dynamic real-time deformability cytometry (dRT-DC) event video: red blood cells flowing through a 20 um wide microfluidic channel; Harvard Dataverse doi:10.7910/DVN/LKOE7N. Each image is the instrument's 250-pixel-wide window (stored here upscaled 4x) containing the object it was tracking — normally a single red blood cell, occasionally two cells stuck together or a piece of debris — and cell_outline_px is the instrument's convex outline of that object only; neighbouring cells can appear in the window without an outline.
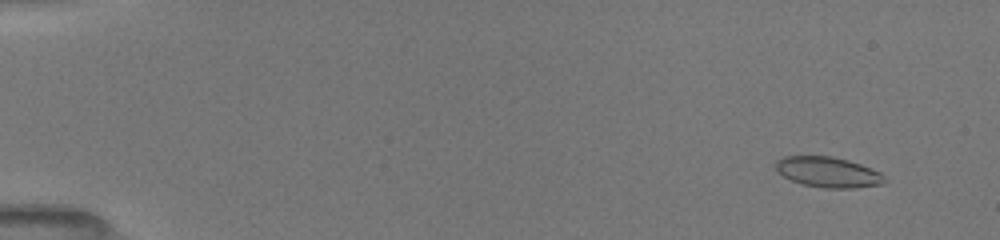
{"species": "common noctule bat (a hibernating species)", "species_latin": "Nyctalus noctula", "temperature_condition": "room temperature", "stored_images_in_passage": 16, "camera_frame_rate_fps": 3000, "um_per_image_px": 0.085, "animal": {"sex": "female", "body_mass_g": 19.5, "forearm_length_mm": 54.1}, "frame": {"image": 1, "passage_image": 4, "time_ms": 1.333, "image_size_px": [1000, 240], "cell_outline_px": [[888, 180], [884, 184], [856, 188], [824, 188], [800, 184], [784, 176], [776, 168], [776, 160], [784, 156], [832, 156], [848, 160], [860, 164], [880, 172]], "centroid_in_image_um": [70.42, 14.64], "position_along_channel_um": 14.6, "area_um2": 19.36}}
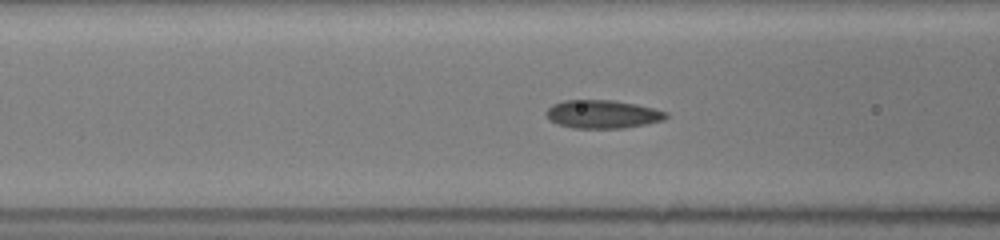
{"frame": {"image": 2, "passage_image": 13, "time_ms": 7.333, "image_size_px": [1000, 240], "cell_outline_px": [[668, 116], [664, 120], [648, 124], [624, 128], [572, 128], [556, 124], [548, 120], [544, 112], [552, 104], [564, 100], [616, 100], [636, 104], [668, 112]], "centroid_in_image_um": [51.19, 9.71], "position_along_channel_um": 115.4, "area_um2": 20.06}}
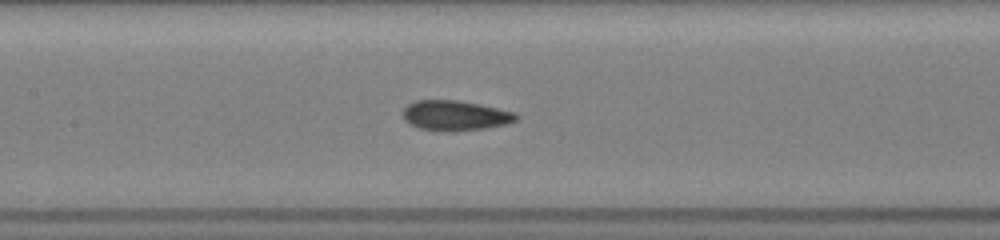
{"frame": {"image": 3, "passage_image": 16, "time_ms": 8.667, "image_size_px": [1000, 240], "cell_outline_px": [[520, 116], [516, 120], [508, 124], [484, 128], [452, 132], [444, 132], [420, 128], [408, 124], [404, 120], [404, 108], [408, 104], [416, 100], [456, 100], [480, 104], [516, 112]], "centroid_in_image_um": [38.71, 9.83], "position_along_channel_um": 168.7, "area_um2": 20.06}}